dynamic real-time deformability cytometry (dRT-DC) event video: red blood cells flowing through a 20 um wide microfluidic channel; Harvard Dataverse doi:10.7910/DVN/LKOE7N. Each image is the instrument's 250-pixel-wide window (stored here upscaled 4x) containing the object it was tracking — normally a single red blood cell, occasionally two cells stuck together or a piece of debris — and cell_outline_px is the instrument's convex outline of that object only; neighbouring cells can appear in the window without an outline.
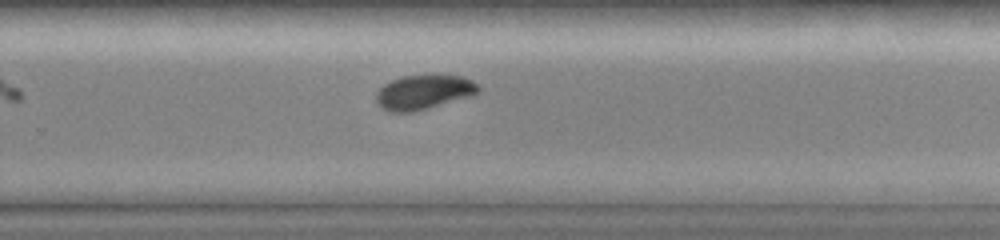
{"species": "common noctule bat (a hibernating species)", "species_latin": "Nyctalus noctula", "temperature_condition": "room temperature", "stored_images_in_passage": 17, "camera_frame_rate_fps": 3000, "um_per_image_px": 0.085, "animal": {"sex": "female", "body_mass_g": 19.0, "forearm_length_mm": 51.5}, "frame": {"image": 1, "passage_image": 9, "time_ms": 8.667, "image_size_px": [1000, 240], "cell_outline_px": [[480, 88], [476, 92], [468, 96], [428, 108], [412, 112], [388, 112], [376, 100], [376, 92], [384, 84], [392, 80], [404, 76], [464, 76], [472, 80]], "centroid_in_image_um": [35.97, 7.84], "position_along_channel_um": 293.8, "area_um2": 19.94}}
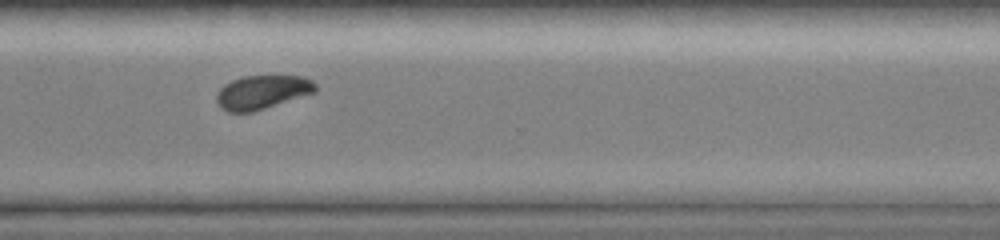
{"frame": {"image": 2, "passage_image": 12, "time_ms": 10.0, "image_size_px": [1000, 240], "cell_outline_px": [[316, 92], [252, 112], [228, 112], [220, 108], [216, 100], [216, 96], [220, 88], [224, 84], [232, 80], [244, 76], [304, 76], [312, 80], [316, 84]], "centroid_in_image_um": [22.28, 7.83], "position_along_channel_um": 348.3, "area_um2": 19.48}}
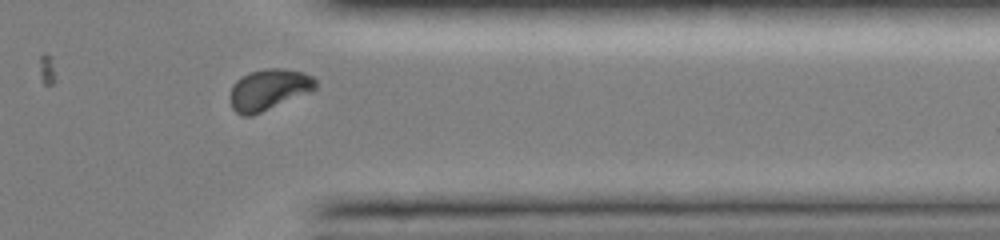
{"frame": {"image": 3, "passage_image": 14, "time_ms": 11.0, "image_size_px": [1000, 240], "cell_outline_px": [[316, 88], [312, 92], [252, 116], [244, 116], [236, 112], [232, 108], [228, 96], [232, 84], [236, 80], [248, 72], [268, 68], [284, 68], [304, 72], [312, 76], [316, 80]], "centroid_in_image_um": [22.83, 7.62], "position_along_channel_um": 388.6, "area_um2": 20.92}}